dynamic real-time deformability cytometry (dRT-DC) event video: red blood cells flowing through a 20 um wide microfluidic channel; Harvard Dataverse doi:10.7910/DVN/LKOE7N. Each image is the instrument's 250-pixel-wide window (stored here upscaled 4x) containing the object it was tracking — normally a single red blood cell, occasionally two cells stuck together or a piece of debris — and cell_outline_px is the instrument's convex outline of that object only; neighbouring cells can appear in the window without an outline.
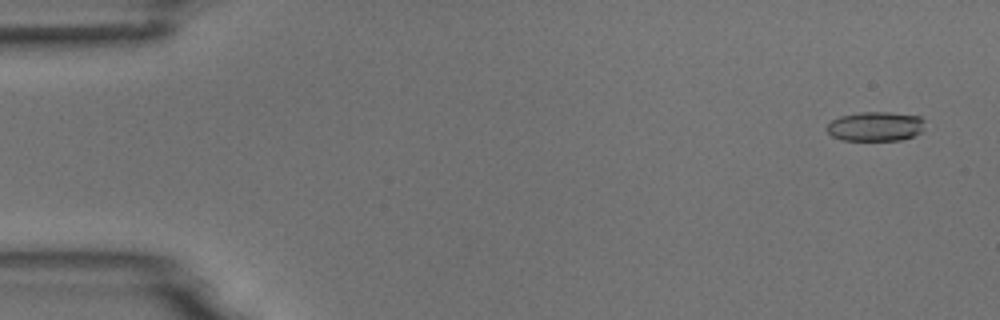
{"species": "common noctule bat (a hibernating species)", "species_latin": "Nyctalus noctula", "temperature_condition": "room temperature", "stored_images_in_passage": 22, "camera_frame_rate_fps": 3000, "um_per_image_px": 0.085, "animal": {"sex": "male", "body_mass_g": 18.8}, "frame": {"image": 1, "passage_image": 3, "time_ms": 0.667, "image_size_px": [1000, 320], "cell_outline_px": [[924, 120], [920, 132], [912, 136], [900, 140], [840, 140], [832, 136], [828, 132], [828, 124], [832, 120], [840, 116], [860, 112], [888, 112], [920, 116]], "centroid_in_image_um": [74.39, 10.74], "position_along_channel_um": 10.6, "area_um2": 16.65}}
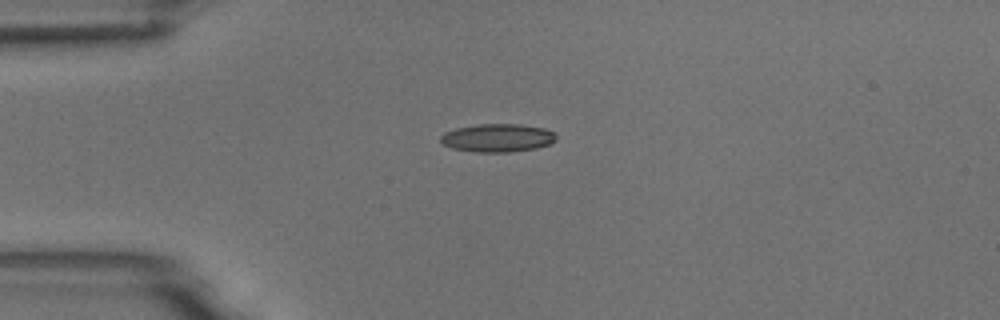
{"frame": {"image": 2, "passage_image": 14, "time_ms": 4.333, "image_size_px": [1000, 320], "cell_outline_px": [[556, 140], [548, 144], [536, 148], [512, 152], [476, 152], [452, 148], [444, 144], [440, 140], [440, 136], [444, 132], [456, 128], [480, 124], [520, 124], [544, 128], [552, 132], [556, 136]], "centroid_in_image_um": [42.28, 11.72], "position_along_channel_um": 42.7, "area_um2": 18.9}}